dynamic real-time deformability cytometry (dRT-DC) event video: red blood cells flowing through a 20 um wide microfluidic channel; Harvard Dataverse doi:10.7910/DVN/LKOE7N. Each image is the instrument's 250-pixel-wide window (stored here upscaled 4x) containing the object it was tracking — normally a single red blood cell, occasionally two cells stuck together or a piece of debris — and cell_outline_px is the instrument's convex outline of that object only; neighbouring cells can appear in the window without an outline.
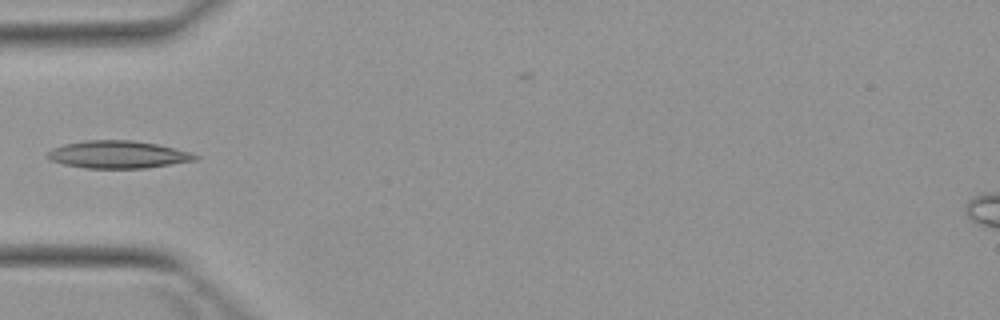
{"species": "Egyptian fruit bat (a non-hibernating species)", "species_latin": "Rousettus aegyptiacus", "temperature_condition": "warm", "stored_images_in_passage": 4, "camera_frame_rate_fps": 3000, "um_per_image_px": 0.085, "animal": {"sex": "female"}, "frame": {"image": 1, "passage_image": 4, "time_ms": 3.333, "image_size_px": [1000, 320], "cell_outline_px": [[200, 156], [196, 160], [148, 168], [84, 168], [64, 164], [52, 160], [44, 156], [52, 148], [64, 144], [84, 140], [132, 140], [156, 144], [192, 152]], "centroid_in_image_um": [10.03, 13.13], "position_along_channel_um": 75.0, "area_um2": 23.76}}